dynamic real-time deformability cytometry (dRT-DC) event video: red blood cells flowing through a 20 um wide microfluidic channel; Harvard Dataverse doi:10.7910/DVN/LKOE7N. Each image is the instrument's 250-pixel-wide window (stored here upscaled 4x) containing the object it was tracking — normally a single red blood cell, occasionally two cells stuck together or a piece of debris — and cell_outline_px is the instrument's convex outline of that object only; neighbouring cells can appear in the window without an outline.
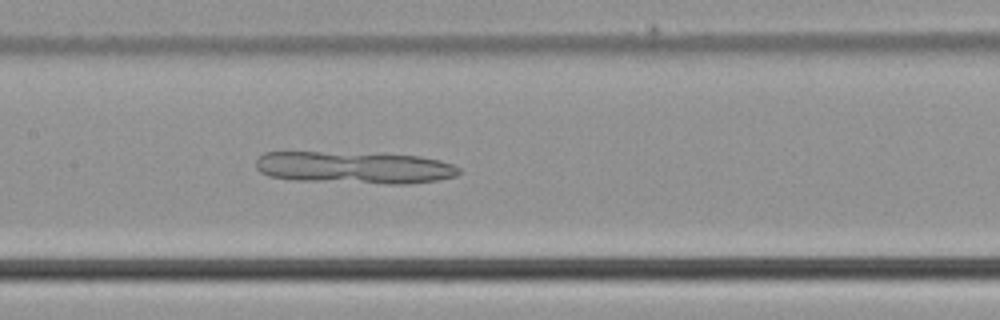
{"species": "common noctule bat (a hibernating species)", "species_latin": "Nyctalus noctula", "temperature_condition": "cold", "stored_images_in_passage": 49, "camera_frame_rate_fps": 3000, "um_per_image_px": 0.085, "animal": {"sex": "male", "body_mass_g": 21.5, "forearm_length_mm": 52.0}, "frame": {"image": 1, "passage_image": 24, "time_ms": 7.667, "image_size_px": [1000, 320], "cell_outline_px": [[460, 172], [456, 176], [440, 180], [408, 184], [384, 184], [292, 180], [268, 176], [260, 172], [256, 168], [256, 160], [264, 152], [320, 152], [420, 156], [440, 160], [452, 164], [460, 168]], "centroid_in_image_um": [30.12, 14.26], "position_along_channel_um": 177.3, "area_um2": 38.15}}
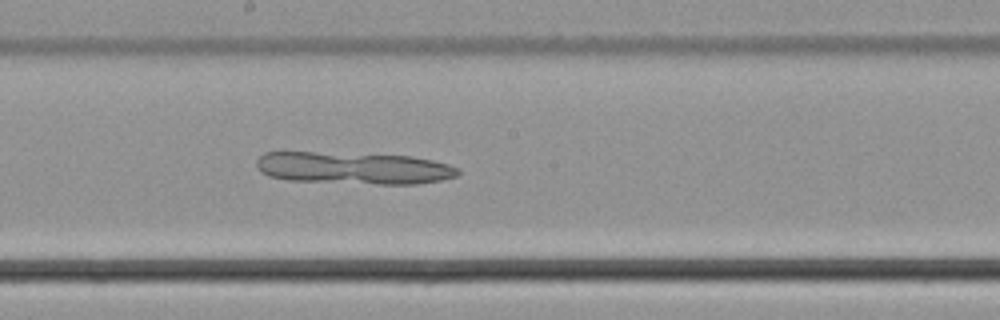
{"frame": {"image": 2, "passage_image": 27, "time_ms": 8.667, "image_size_px": [1000, 320], "cell_outline_px": [[460, 172], [456, 176], [440, 180], [416, 184], [376, 184], [288, 180], [268, 176], [260, 172], [256, 168], [256, 160], [264, 152], [312, 152], [412, 156], [432, 160], [448, 164], [460, 168]], "centroid_in_image_um": [30.03, 14.28], "position_along_channel_um": 218.2, "area_um2": 37.8}}